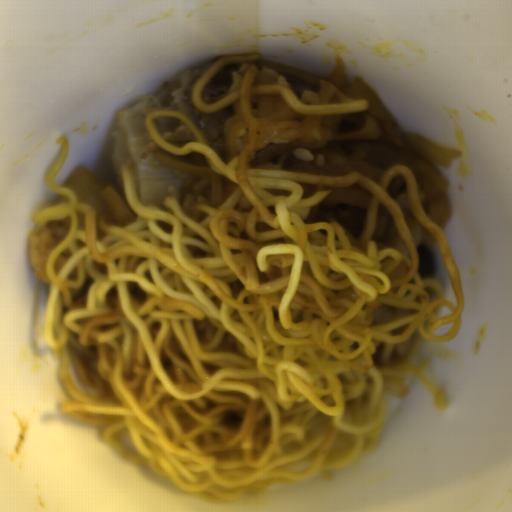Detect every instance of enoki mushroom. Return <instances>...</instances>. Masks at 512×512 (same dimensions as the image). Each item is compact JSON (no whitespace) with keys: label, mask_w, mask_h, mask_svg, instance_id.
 <instances>
[{"label":"enoki mushroom","mask_w":512,"mask_h":512,"mask_svg":"<svg viewBox=\"0 0 512 512\" xmlns=\"http://www.w3.org/2000/svg\"><path fill=\"white\" fill-rule=\"evenodd\" d=\"M169 101L166 92L147 96L114 117L115 132L112 169L116 185L123 192L122 167L129 169L138 204H163L166 198L183 201L186 183L183 174L175 173L160 164L155 152L160 150L151 137L145 119L154 111L164 109Z\"/></svg>","instance_id":"cea9216a"}]
</instances>
